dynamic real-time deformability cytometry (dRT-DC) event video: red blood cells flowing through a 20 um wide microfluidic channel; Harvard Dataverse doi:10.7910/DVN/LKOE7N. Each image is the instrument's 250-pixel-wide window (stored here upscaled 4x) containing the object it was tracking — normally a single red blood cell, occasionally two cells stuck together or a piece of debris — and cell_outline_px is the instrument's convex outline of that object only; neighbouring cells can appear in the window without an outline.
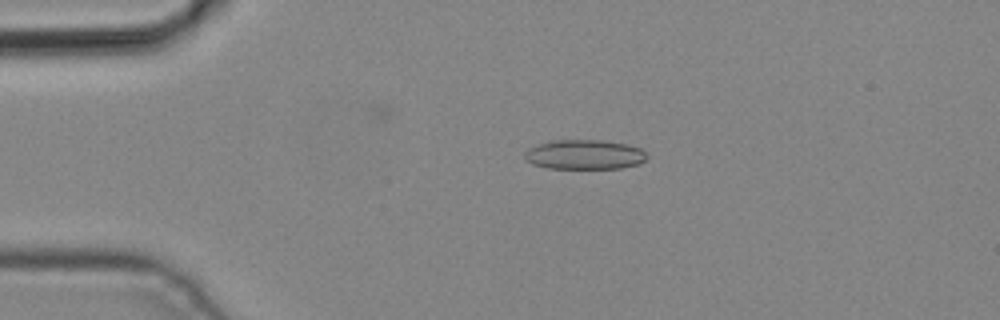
{"species": "common noctule bat (a hibernating species)", "species_latin": "Nyctalus noctula", "temperature_condition": "cold", "stored_images_in_passage": 2, "camera_frame_rate_fps": 3000, "um_per_image_px": 0.085, "animal": {"sex": "male", "body_mass_g": 19.2, "forearm_length_mm": 51.8}, "frame": {"image": 1, "passage_image": 1, "time_ms": 0.0, "image_size_px": [1000, 320], "cell_outline_px": [[648, 156], [640, 164], [620, 168], [548, 168], [532, 164], [524, 160], [524, 152], [528, 148], [548, 140], [604, 140], [628, 144], [640, 148]], "centroid_in_image_um": [49.65, 13.13], "position_along_channel_um": 35.3, "area_um2": 21.33}}